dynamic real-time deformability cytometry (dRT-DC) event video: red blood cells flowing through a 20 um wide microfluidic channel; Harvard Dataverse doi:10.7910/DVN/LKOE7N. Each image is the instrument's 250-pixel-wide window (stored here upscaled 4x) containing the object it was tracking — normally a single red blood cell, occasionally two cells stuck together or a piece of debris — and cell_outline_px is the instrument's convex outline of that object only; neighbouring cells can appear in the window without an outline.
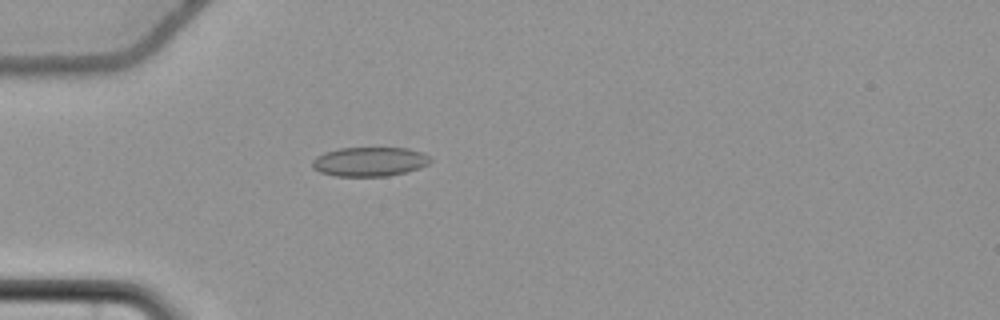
{"species": "common noctule bat (a hibernating species)", "species_latin": "Nyctalus noctula", "temperature_condition": "cold", "stored_images_in_passage": 42, "camera_frame_rate_fps": 3000, "um_per_image_px": 0.085, "animal": {"sex": "female", "body_mass_g": 22.7, "forearm_length_mm": 54.2}, "frame": {"image": 1, "passage_image": 3, "time_ms": 0.667, "image_size_px": [1000, 320], "cell_outline_px": [[432, 160], [428, 164], [420, 168], [388, 176], [336, 176], [320, 172], [312, 168], [312, 160], [316, 156], [324, 152], [340, 148], [408, 148], [424, 152]], "centroid_in_image_um": [31.41, 13.73], "position_along_channel_um": 53.6, "area_um2": 20.23}}
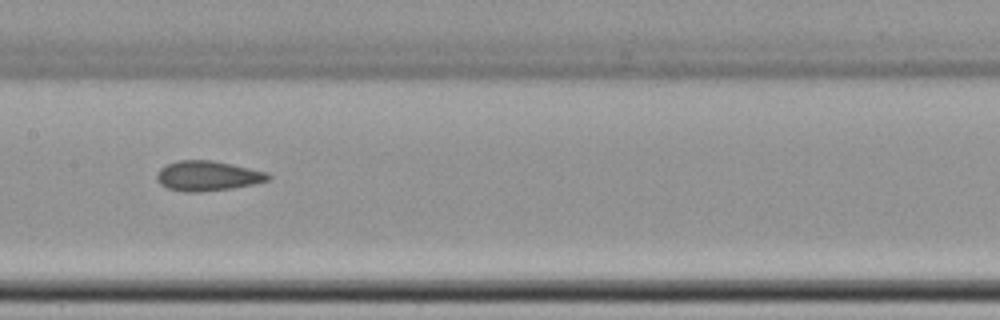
{"frame": {"image": 2, "passage_image": 15, "time_ms": 4.667, "image_size_px": [1000, 320], "cell_outline_px": [[272, 176], [268, 180], [252, 184], [232, 188], [200, 192], [184, 192], [168, 188], [160, 184], [156, 180], [156, 172], [160, 168], [168, 164], [180, 160], [212, 160], [232, 164], [268, 172]], "centroid_in_image_um": [17.63, 14.95], "position_along_channel_um": 189.8, "area_um2": 19.48}}
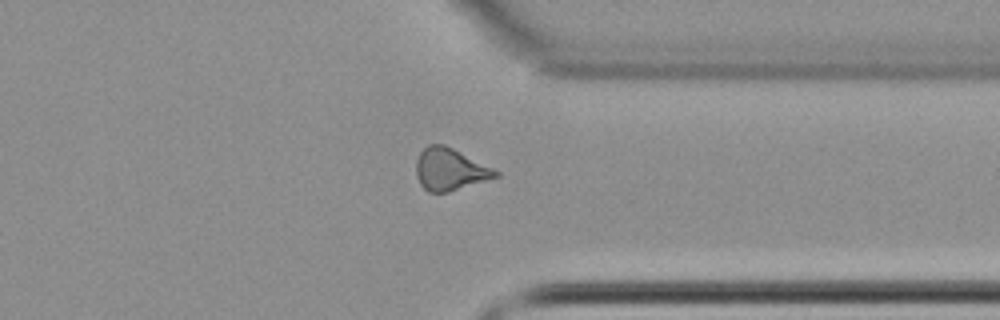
{"frame": {"image": 3, "passage_image": 30, "time_ms": 9.667, "image_size_px": [1000, 320], "cell_outline_px": [[500, 176], [448, 192], [428, 192], [420, 184], [416, 176], [416, 160], [420, 152], [428, 144], [444, 144], [500, 172]], "centroid_in_image_um": [38.22, 14.4], "position_along_channel_um": 373.2, "area_um2": 19.31}, "authors_computed_cell_mechanics": {"area_um2": 19.4208, "velocity_mm_per_s": 3.6964, "shape_relaxation_time_tau1_ms": null, "shape_relaxation_time_tau2_ms": 3.8614, "deformation_change_tau1": null, "deformation_change_tau2": 0.0923}}